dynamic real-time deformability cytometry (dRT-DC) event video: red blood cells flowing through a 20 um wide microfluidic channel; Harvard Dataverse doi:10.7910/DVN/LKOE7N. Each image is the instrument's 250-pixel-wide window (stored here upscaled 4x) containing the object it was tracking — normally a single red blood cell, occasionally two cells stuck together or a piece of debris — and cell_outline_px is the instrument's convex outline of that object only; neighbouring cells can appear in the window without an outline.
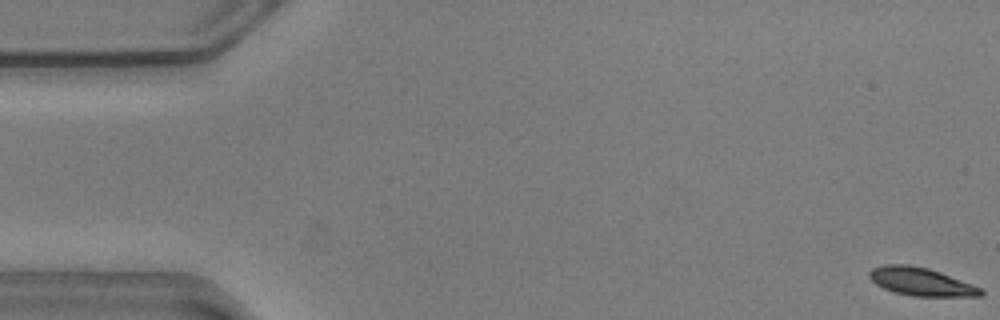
{"species": "common noctule bat (a hibernating species)", "species_latin": "Nyctalus noctula", "temperature_condition": "warm", "stored_images_in_passage": 57, "camera_frame_rate_fps": 3000, "um_per_image_px": 0.085, "animal": {"sex": "male", "body_mass_g": 20.5, "forearm_length_mm": 52.5}, "frame": {"image": 1, "passage_image": 1, "time_ms": 0.0, "image_size_px": [1000, 320], "cell_outline_px": [[984, 292], [980, 296], [912, 296], [896, 292], [884, 288], [876, 284], [868, 276], [868, 272], [872, 268], [884, 264], [908, 264], [928, 268], [940, 272], [972, 284], [980, 288]], "centroid_in_image_um": [78.26, 23.93], "position_along_channel_um": 6.7, "area_um2": 18.09}}
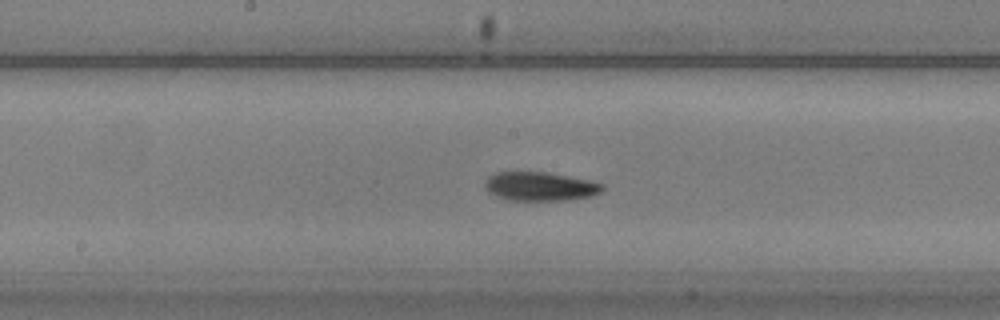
{"frame": {"image": 2, "passage_image": 29, "time_ms": 9.333, "image_size_px": [1000, 320], "cell_outline_px": [[604, 188], [600, 192], [592, 196], [568, 200], [508, 200], [488, 192], [484, 184], [488, 176], [496, 172], [548, 172], [588, 180], [604, 184]], "centroid_in_image_um": [45.91, 15.84], "position_along_channel_um": 202.3, "area_um2": 19.71}}
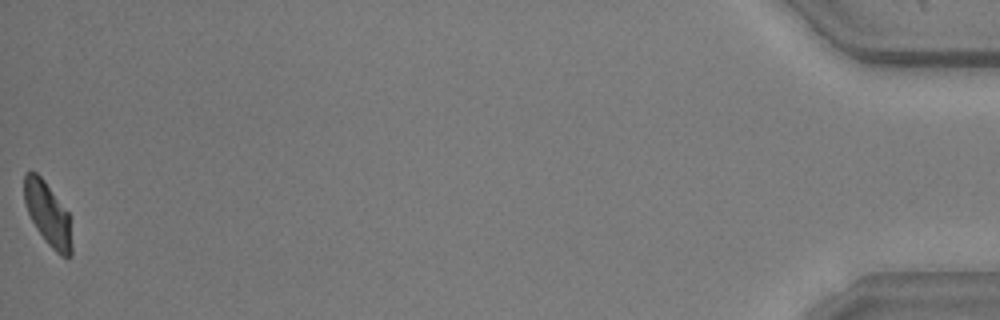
{"frame": {"image": 3, "passage_image": 57, "time_ms": 18.667, "image_size_px": [1000, 320], "cell_outline_px": [[72, 256], [60, 256], [44, 240], [36, 228], [28, 212], [24, 200], [24, 176], [28, 172], [36, 172], [44, 180], [68, 212], [72, 244]], "centroid_in_image_um": [4.07, 18.21], "position_along_channel_um": 431.1, "area_um2": 17.34}, "authors_computed_cell_mechanics": {"area_um2": 18.9006, "velocity_mm_per_s": 3.5711, "shape_relaxation_time_tau1_ms": 2.7755, "shape_relaxation_time_tau2_ms": 9.2552, "deformation_change_tau1": 0.1184, "deformation_change_tau2": 0.1578}}